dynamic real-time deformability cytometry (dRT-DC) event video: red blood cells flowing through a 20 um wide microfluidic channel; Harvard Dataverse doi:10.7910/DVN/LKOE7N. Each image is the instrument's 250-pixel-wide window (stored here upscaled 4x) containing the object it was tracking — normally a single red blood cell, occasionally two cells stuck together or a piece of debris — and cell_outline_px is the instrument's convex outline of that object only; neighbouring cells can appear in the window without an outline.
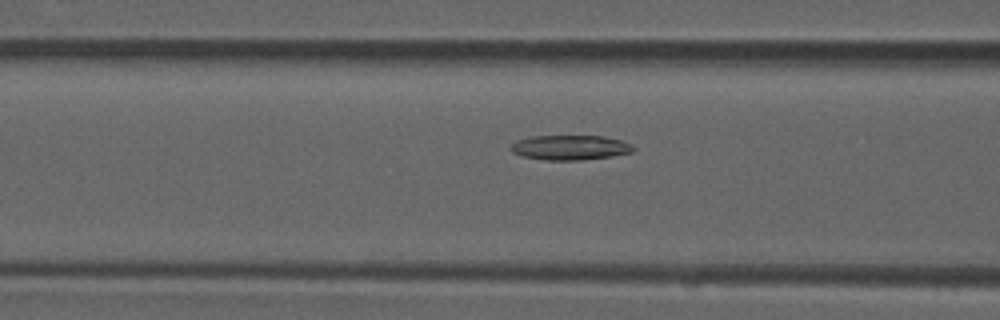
{"species": "common noctule bat (a hibernating species)", "species_latin": "Nyctalus noctula", "temperature_condition": "room temperature", "stored_images_in_passage": 17, "camera_frame_rate_fps": 3000, "um_per_image_px": 0.085, "animal": {"sex": "male", "forearm_length_mm": 52.5}, "frame": {"image": 1, "passage_image": 12, "time_ms": 3.667, "image_size_px": [1000, 320], "cell_outline_px": [[636, 148], [632, 152], [612, 156], [584, 160], [544, 160], [520, 156], [512, 152], [508, 148], [516, 140], [532, 136], [604, 136], [620, 140]], "centroid_in_image_um": [48.41, 12.55], "position_along_channel_um": 118.2, "area_um2": 17.8}}
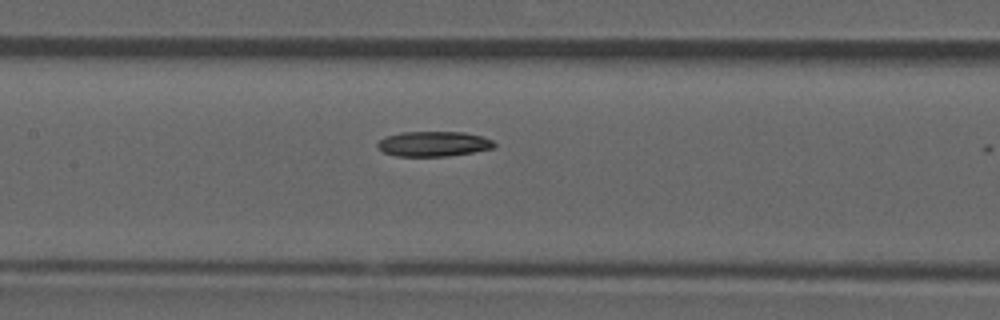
{"frame": {"image": 2, "passage_image": 16, "time_ms": 5.0, "image_size_px": [1000, 320], "cell_outline_px": [[496, 144], [492, 148], [472, 152], [448, 156], [396, 156], [384, 152], [376, 144], [380, 140], [388, 136], [400, 132], [464, 132], [484, 136], [492, 140]], "centroid_in_image_um": [36.87, 12.22], "position_along_channel_um": 170.5, "area_um2": 16.94}}